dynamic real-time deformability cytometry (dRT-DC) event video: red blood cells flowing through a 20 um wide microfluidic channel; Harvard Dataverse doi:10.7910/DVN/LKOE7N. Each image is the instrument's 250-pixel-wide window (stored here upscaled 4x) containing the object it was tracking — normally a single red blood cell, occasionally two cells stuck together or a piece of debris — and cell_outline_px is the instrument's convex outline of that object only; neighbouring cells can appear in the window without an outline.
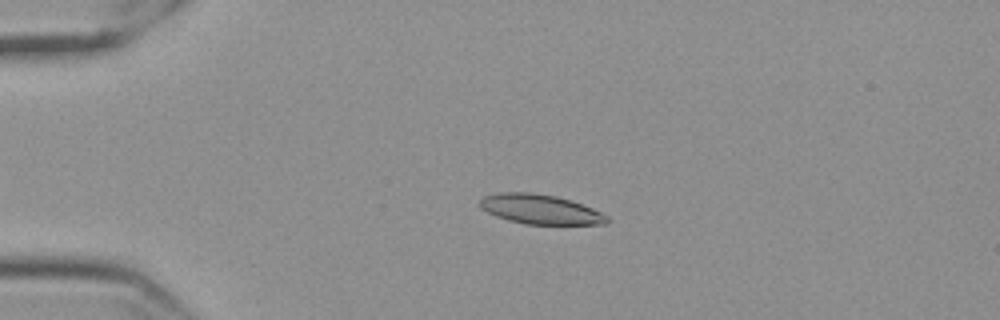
{"species": "Egyptian fruit bat (a non-hibernating species)", "species_latin": "Rousettus aegyptiacus", "temperature_condition": "cold", "stored_images_in_passage": 47, "camera_frame_rate_fps": 3000, "um_per_image_px": 0.085, "frame": {"image": 1, "passage_image": 9, "time_ms": 2.667, "image_size_px": [1000, 320], "cell_outline_px": [[608, 224], [524, 224], [508, 220], [496, 216], [480, 208], [480, 200], [484, 196], [500, 192], [532, 192], [556, 196], [572, 200], [592, 208], [608, 216]], "centroid_in_image_um": [45.92, 17.78], "position_along_channel_um": 39.1, "area_um2": 21.96}}
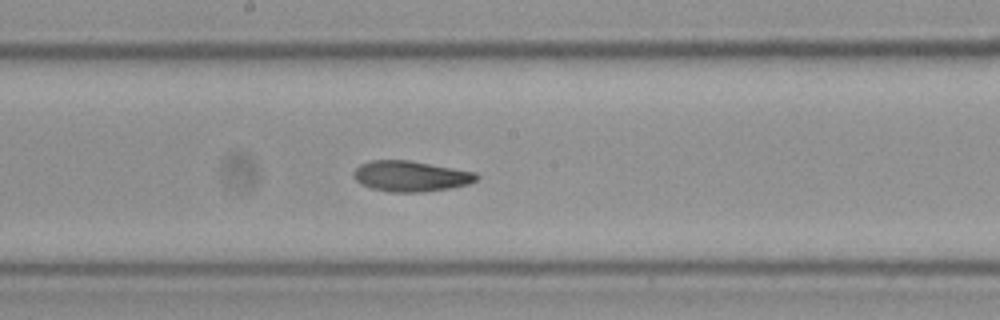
{"frame": {"image": 2, "passage_image": 27, "time_ms": 8.667, "image_size_px": [1000, 320], "cell_outline_px": [[480, 176], [476, 180], [468, 184], [452, 188], [424, 192], [388, 192], [372, 188], [360, 184], [352, 176], [356, 168], [360, 164], [372, 160], [408, 160], [476, 172]], "centroid_in_image_um": [34.91, 14.98], "position_along_channel_um": 213.3, "area_um2": 22.02}}
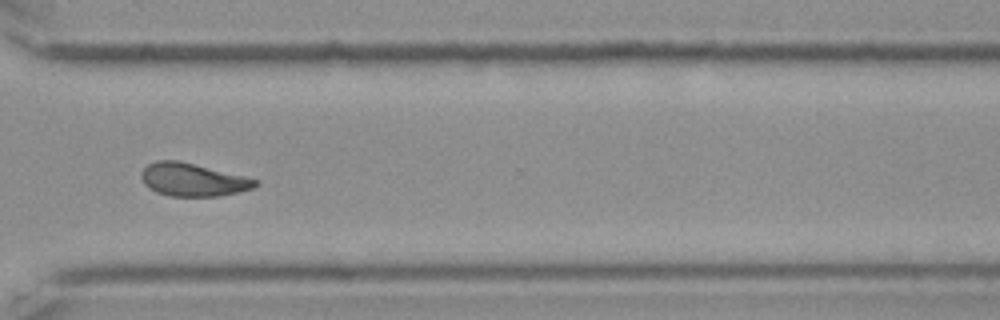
{"frame": {"image": 3, "passage_image": 39, "time_ms": 12.667, "image_size_px": [1000, 320], "cell_outline_px": [[260, 184], [252, 188], [220, 196], [168, 196], [156, 192], [148, 188], [144, 184], [140, 176], [140, 172], [148, 164], [156, 160], [180, 160], [244, 176], [256, 180]], "centroid_in_image_um": [16.34, 15.27], "position_along_channel_um": 354.3, "area_um2": 21.96}, "authors_computed_cell_mechanics": {"area_um2": 21.8484, "velocity_mm_per_s": 3.524, "shape_relaxation_time_tau1_ms": null, "shape_relaxation_time_tau2_ms": 3.1534, "deformation_change_tau1": null, "deformation_change_tau2": 0.0952}}